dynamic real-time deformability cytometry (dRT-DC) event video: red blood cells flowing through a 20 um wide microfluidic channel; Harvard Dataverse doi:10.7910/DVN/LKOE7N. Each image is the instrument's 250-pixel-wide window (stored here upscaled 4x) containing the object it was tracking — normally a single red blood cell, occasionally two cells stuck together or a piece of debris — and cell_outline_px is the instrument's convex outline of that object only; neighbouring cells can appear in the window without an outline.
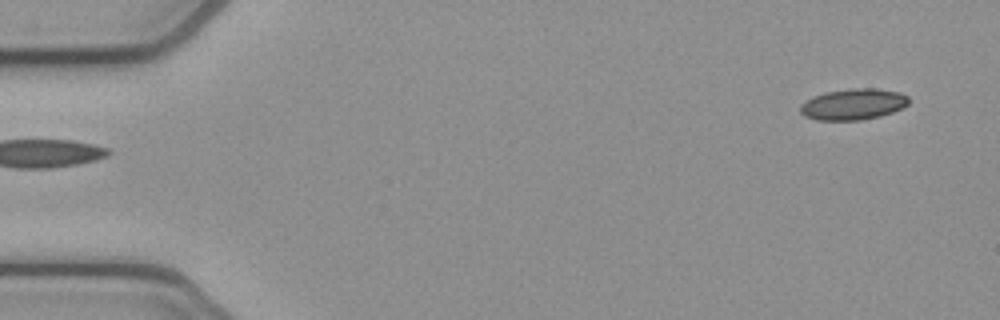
{"species": "common noctule bat (a hibernating species)", "species_latin": "Nyctalus noctula", "temperature_condition": "cold", "stored_images_in_passage": 13, "camera_frame_rate_fps": 3000, "um_per_image_px": 0.085, "animal": {"sex": "female", "body_mass_g": 21.9}, "frame": {"image": 1, "passage_image": 1, "time_ms": 0.0, "image_size_px": [1000, 320], "cell_outline_px": [[908, 104], [892, 112], [880, 116], [860, 120], [816, 120], [804, 116], [800, 112], [800, 104], [812, 96], [824, 92], [852, 88], [872, 88], [900, 92], [908, 96]], "centroid_in_image_um": [72.48, 8.86], "position_along_channel_um": 12.5, "area_um2": 19.71}}
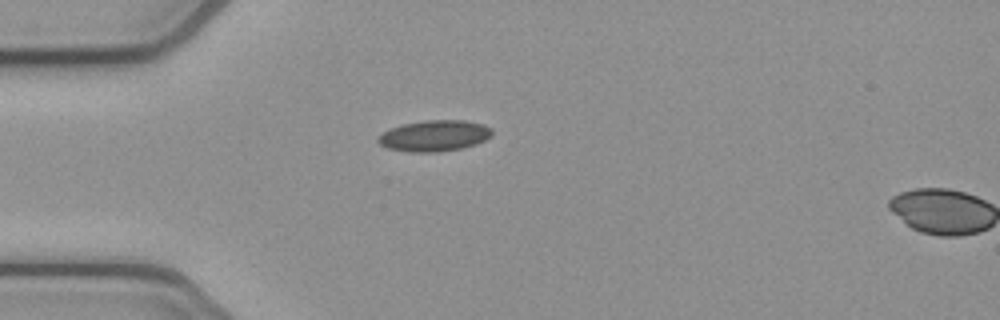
{"frame": {"image": 2, "passage_image": 12, "time_ms": 3.667, "image_size_px": [1000, 320], "cell_outline_px": [[492, 136], [476, 144], [464, 148], [436, 152], [408, 152], [388, 148], [380, 144], [376, 140], [388, 128], [400, 124], [424, 120], [464, 120], [484, 124], [492, 128]], "centroid_in_image_um": [36.93, 11.53], "position_along_channel_um": 48.1, "area_um2": 20.87}}